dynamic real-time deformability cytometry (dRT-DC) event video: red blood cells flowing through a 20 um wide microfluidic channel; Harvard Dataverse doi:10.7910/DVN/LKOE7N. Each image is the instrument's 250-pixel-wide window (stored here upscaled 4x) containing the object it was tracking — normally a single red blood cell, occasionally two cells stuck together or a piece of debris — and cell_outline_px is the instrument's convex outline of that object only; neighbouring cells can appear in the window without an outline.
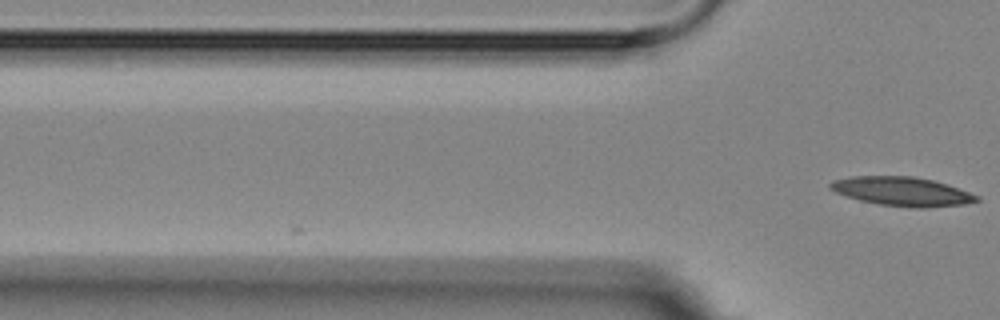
{"species": "Egyptian fruit bat (a non-hibernating species)", "species_latin": "Rousettus aegyptiacus", "temperature_condition": "room temperature", "stored_images_in_passage": 3, "camera_frame_rate_fps": 3000, "um_per_image_px": 0.085, "animal": {"sex": "female"}, "frame": {"image": 1, "passage_image": 3, "time_ms": 2.333, "image_size_px": [1000, 320], "cell_outline_px": [[980, 200], [964, 204], [924, 208], [916, 208], [880, 204], [860, 200], [836, 192], [828, 188], [828, 184], [832, 180], [852, 176], [912, 176], [932, 180], [948, 184], [980, 196]], "centroid_in_image_um": [76.68, 16.26], "position_along_channel_um": 49.1, "area_um2": 24.68}}